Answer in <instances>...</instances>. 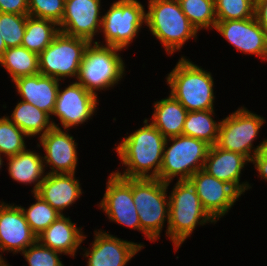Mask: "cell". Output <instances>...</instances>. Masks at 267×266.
<instances>
[{
	"mask_svg": "<svg viewBox=\"0 0 267 266\" xmlns=\"http://www.w3.org/2000/svg\"><path fill=\"white\" fill-rule=\"evenodd\" d=\"M143 123V127L123 138L116 147L122 164L127 167L123 173L114 172L122 178L159 179L166 138L147 119Z\"/></svg>",
	"mask_w": 267,
	"mask_h": 266,
	"instance_id": "obj_1",
	"label": "cell"
},
{
	"mask_svg": "<svg viewBox=\"0 0 267 266\" xmlns=\"http://www.w3.org/2000/svg\"><path fill=\"white\" fill-rule=\"evenodd\" d=\"M145 25L168 54L180 50L190 38H197V29L183 13L178 0H149Z\"/></svg>",
	"mask_w": 267,
	"mask_h": 266,
	"instance_id": "obj_2",
	"label": "cell"
},
{
	"mask_svg": "<svg viewBox=\"0 0 267 266\" xmlns=\"http://www.w3.org/2000/svg\"><path fill=\"white\" fill-rule=\"evenodd\" d=\"M166 80L171 88L170 94L188 112L214 109V81L207 70L181 57Z\"/></svg>",
	"mask_w": 267,
	"mask_h": 266,
	"instance_id": "obj_3",
	"label": "cell"
},
{
	"mask_svg": "<svg viewBox=\"0 0 267 266\" xmlns=\"http://www.w3.org/2000/svg\"><path fill=\"white\" fill-rule=\"evenodd\" d=\"M215 222L204 210L189 180H178L169 196V223L166 235L178 249L195 227Z\"/></svg>",
	"mask_w": 267,
	"mask_h": 266,
	"instance_id": "obj_4",
	"label": "cell"
},
{
	"mask_svg": "<svg viewBox=\"0 0 267 266\" xmlns=\"http://www.w3.org/2000/svg\"><path fill=\"white\" fill-rule=\"evenodd\" d=\"M168 186L169 182L159 179L132 178L133 201L140 220V231L148 240L156 241L166 219L169 223Z\"/></svg>",
	"mask_w": 267,
	"mask_h": 266,
	"instance_id": "obj_5",
	"label": "cell"
},
{
	"mask_svg": "<svg viewBox=\"0 0 267 266\" xmlns=\"http://www.w3.org/2000/svg\"><path fill=\"white\" fill-rule=\"evenodd\" d=\"M93 43L86 48L77 82L97 95L96 90L112 87L123 78L125 66L120 54L117 53L122 49L100 45L98 41Z\"/></svg>",
	"mask_w": 267,
	"mask_h": 266,
	"instance_id": "obj_6",
	"label": "cell"
},
{
	"mask_svg": "<svg viewBox=\"0 0 267 266\" xmlns=\"http://www.w3.org/2000/svg\"><path fill=\"white\" fill-rule=\"evenodd\" d=\"M168 141H172L170 147H167ZM209 148L205 141L185 135L166 138L159 180L170 183L179 175L178 180H189L204 168Z\"/></svg>",
	"mask_w": 267,
	"mask_h": 266,
	"instance_id": "obj_7",
	"label": "cell"
},
{
	"mask_svg": "<svg viewBox=\"0 0 267 266\" xmlns=\"http://www.w3.org/2000/svg\"><path fill=\"white\" fill-rule=\"evenodd\" d=\"M265 122L263 117L249 112L246 108H238L222 119L216 145L226 151L241 153L251 161L258 152L266 148L267 139L254 149L252 145Z\"/></svg>",
	"mask_w": 267,
	"mask_h": 266,
	"instance_id": "obj_8",
	"label": "cell"
},
{
	"mask_svg": "<svg viewBox=\"0 0 267 266\" xmlns=\"http://www.w3.org/2000/svg\"><path fill=\"white\" fill-rule=\"evenodd\" d=\"M90 42L60 32L38 55L39 72L42 75L62 80L78 77L86 48Z\"/></svg>",
	"mask_w": 267,
	"mask_h": 266,
	"instance_id": "obj_9",
	"label": "cell"
},
{
	"mask_svg": "<svg viewBox=\"0 0 267 266\" xmlns=\"http://www.w3.org/2000/svg\"><path fill=\"white\" fill-rule=\"evenodd\" d=\"M145 13L144 6L137 0L114 2L102 15L100 31L105 36V46L119 49L129 46L145 24Z\"/></svg>",
	"mask_w": 267,
	"mask_h": 266,
	"instance_id": "obj_10",
	"label": "cell"
},
{
	"mask_svg": "<svg viewBox=\"0 0 267 266\" xmlns=\"http://www.w3.org/2000/svg\"><path fill=\"white\" fill-rule=\"evenodd\" d=\"M106 192L99 203L109 220L140 231V220L133 201L132 178H122L116 173L108 177Z\"/></svg>",
	"mask_w": 267,
	"mask_h": 266,
	"instance_id": "obj_11",
	"label": "cell"
},
{
	"mask_svg": "<svg viewBox=\"0 0 267 266\" xmlns=\"http://www.w3.org/2000/svg\"><path fill=\"white\" fill-rule=\"evenodd\" d=\"M189 181L194 186L202 207L215 223L232 208L241 196L232 185L218 180L203 169L194 173Z\"/></svg>",
	"mask_w": 267,
	"mask_h": 266,
	"instance_id": "obj_12",
	"label": "cell"
},
{
	"mask_svg": "<svg viewBox=\"0 0 267 266\" xmlns=\"http://www.w3.org/2000/svg\"><path fill=\"white\" fill-rule=\"evenodd\" d=\"M97 95L86 90L77 81L68 85L63 91L58 89L52 115L59 118L63 128L83 124L96 112Z\"/></svg>",
	"mask_w": 267,
	"mask_h": 266,
	"instance_id": "obj_13",
	"label": "cell"
},
{
	"mask_svg": "<svg viewBox=\"0 0 267 266\" xmlns=\"http://www.w3.org/2000/svg\"><path fill=\"white\" fill-rule=\"evenodd\" d=\"M100 1L65 0L64 14L59 24L60 32L93 43L94 36L101 30Z\"/></svg>",
	"mask_w": 267,
	"mask_h": 266,
	"instance_id": "obj_14",
	"label": "cell"
},
{
	"mask_svg": "<svg viewBox=\"0 0 267 266\" xmlns=\"http://www.w3.org/2000/svg\"><path fill=\"white\" fill-rule=\"evenodd\" d=\"M215 30L236 50L267 59V34L254 17L243 20L217 21Z\"/></svg>",
	"mask_w": 267,
	"mask_h": 266,
	"instance_id": "obj_15",
	"label": "cell"
},
{
	"mask_svg": "<svg viewBox=\"0 0 267 266\" xmlns=\"http://www.w3.org/2000/svg\"><path fill=\"white\" fill-rule=\"evenodd\" d=\"M40 145L46 155L43 157L44 168L51 167L50 174H73L77 166V144L73 136L60 127L52 128L43 136H39Z\"/></svg>",
	"mask_w": 267,
	"mask_h": 266,
	"instance_id": "obj_16",
	"label": "cell"
},
{
	"mask_svg": "<svg viewBox=\"0 0 267 266\" xmlns=\"http://www.w3.org/2000/svg\"><path fill=\"white\" fill-rule=\"evenodd\" d=\"M37 241L20 206L0 204V251L21 253Z\"/></svg>",
	"mask_w": 267,
	"mask_h": 266,
	"instance_id": "obj_17",
	"label": "cell"
},
{
	"mask_svg": "<svg viewBox=\"0 0 267 266\" xmlns=\"http://www.w3.org/2000/svg\"><path fill=\"white\" fill-rule=\"evenodd\" d=\"M143 246L99 230L95 231L92 249L84 255L88 257V266H125Z\"/></svg>",
	"mask_w": 267,
	"mask_h": 266,
	"instance_id": "obj_18",
	"label": "cell"
},
{
	"mask_svg": "<svg viewBox=\"0 0 267 266\" xmlns=\"http://www.w3.org/2000/svg\"><path fill=\"white\" fill-rule=\"evenodd\" d=\"M249 162L251 161L243 154L223 150L215 144L209 148L203 170L218 180L229 183L243 194L251 188L247 182L240 184L241 170Z\"/></svg>",
	"mask_w": 267,
	"mask_h": 266,
	"instance_id": "obj_19",
	"label": "cell"
},
{
	"mask_svg": "<svg viewBox=\"0 0 267 266\" xmlns=\"http://www.w3.org/2000/svg\"><path fill=\"white\" fill-rule=\"evenodd\" d=\"M59 81L54 77L39 73L32 76L19 77L13 82L23 101L31 103L50 116L56 103Z\"/></svg>",
	"mask_w": 267,
	"mask_h": 266,
	"instance_id": "obj_20",
	"label": "cell"
},
{
	"mask_svg": "<svg viewBox=\"0 0 267 266\" xmlns=\"http://www.w3.org/2000/svg\"><path fill=\"white\" fill-rule=\"evenodd\" d=\"M80 181L73 174L46 173L36 194L50 204L60 214L74 204L82 194Z\"/></svg>",
	"mask_w": 267,
	"mask_h": 266,
	"instance_id": "obj_21",
	"label": "cell"
},
{
	"mask_svg": "<svg viewBox=\"0 0 267 266\" xmlns=\"http://www.w3.org/2000/svg\"><path fill=\"white\" fill-rule=\"evenodd\" d=\"M81 229L77 228L69 217L62 214L37 237V240L52 250L74 257L78 247L86 238Z\"/></svg>",
	"mask_w": 267,
	"mask_h": 266,
	"instance_id": "obj_22",
	"label": "cell"
},
{
	"mask_svg": "<svg viewBox=\"0 0 267 266\" xmlns=\"http://www.w3.org/2000/svg\"><path fill=\"white\" fill-rule=\"evenodd\" d=\"M186 108L171 94L165 99L154 103V113L151 123L165 138L182 135Z\"/></svg>",
	"mask_w": 267,
	"mask_h": 266,
	"instance_id": "obj_23",
	"label": "cell"
},
{
	"mask_svg": "<svg viewBox=\"0 0 267 266\" xmlns=\"http://www.w3.org/2000/svg\"><path fill=\"white\" fill-rule=\"evenodd\" d=\"M8 172L12 179L19 183H35L32 190L36 193L44 180L43 157L33 151L25 149L17 155L8 157Z\"/></svg>",
	"mask_w": 267,
	"mask_h": 266,
	"instance_id": "obj_24",
	"label": "cell"
},
{
	"mask_svg": "<svg viewBox=\"0 0 267 266\" xmlns=\"http://www.w3.org/2000/svg\"><path fill=\"white\" fill-rule=\"evenodd\" d=\"M7 118L28 137L40 134L43 136L53 127L59 128L56 123L50 121L51 118L46 112L23 100L16 105L11 118Z\"/></svg>",
	"mask_w": 267,
	"mask_h": 266,
	"instance_id": "obj_25",
	"label": "cell"
},
{
	"mask_svg": "<svg viewBox=\"0 0 267 266\" xmlns=\"http://www.w3.org/2000/svg\"><path fill=\"white\" fill-rule=\"evenodd\" d=\"M54 21L28 16L21 46L38 55L60 33Z\"/></svg>",
	"mask_w": 267,
	"mask_h": 266,
	"instance_id": "obj_26",
	"label": "cell"
},
{
	"mask_svg": "<svg viewBox=\"0 0 267 266\" xmlns=\"http://www.w3.org/2000/svg\"><path fill=\"white\" fill-rule=\"evenodd\" d=\"M214 109L187 112L182 135L205 141L210 146L217 144L220 122L213 120Z\"/></svg>",
	"mask_w": 267,
	"mask_h": 266,
	"instance_id": "obj_27",
	"label": "cell"
},
{
	"mask_svg": "<svg viewBox=\"0 0 267 266\" xmlns=\"http://www.w3.org/2000/svg\"><path fill=\"white\" fill-rule=\"evenodd\" d=\"M0 64L5 67L12 81L40 73L38 54L22 46L7 48L0 58Z\"/></svg>",
	"mask_w": 267,
	"mask_h": 266,
	"instance_id": "obj_28",
	"label": "cell"
},
{
	"mask_svg": "<svg viewBox=\"0 0 267 266\" xmlns=\"http://www.w3.org/2000/svg\"><path fill=\"white\" fill-rule=\"evenodd\" d=\"M183 13L197 29H209L216 26L214 0H178Z\"/></svg>",
	"mask_w": 267,
	"mask_h": 266,
	"instance_id": "obj_29",
	"label": "cell"
},
{
	"mask_svg": "<svg viewBox=\"0 0 267 266\" xmlns=\"http://www.w3.org/2000/svg\"><path fill=\"white\" fill-rule=\"evenodd\" d=\"M36 203L32 204L29 208L21 209L25 215L26 221L33 233L38 237L45 229L49 227L60 215L50 204L43 200L39 195L33 193Z\"/></svg>",
	"mask_w": 267,
	"mask_h": 266,
	"instance_id": "obj_30",
	"label": "cell"
},
{
	"mask_svg": "<svg viewBox=\"0 0 267 266\" xmlns=\"http://www.w3.org/2000/svg\"><path fill=\"white\" fill-rule=\"evenodd\" d=\"M25 137L27 135L7 116L0 118V155L4 154L8 158L24 151L26 149Z\"/></svg>",
	"mask_w": 267,
	"mask_h": 266,
	"instance_id": "obj_31",
	"label": "cell"
},
{
	"mask_svg": "<svg viewBox=\"0 0 267 266\" xmlns=\"http://www.w3.org/2000/svg\"><path fill=\"white\" fill-rule=\"evenodd\" d=\"M217 21L243 20L255 16V0H214Z\"/></svg>",
	"mask_w": 267,
	"mask_h": 266,
	"instance_id": "obj_32",
	"label": "cell"
},
{
	"mask_svg": "<svg viewBox=\"0 0 267 266\" xmlns=\"http://www.w3.org/2000/svg\"><path fill=\"white\" fill-rule=\"evenodd\" d=\"M28 16L0 12V35L6 48L21 46Z\"/></svg>",
	"mask_w": 267,
	"mask_h": 266,
	"instance_id": "obj_33",
	"label": "cell"
},
{
	"mask_svg": "<svg viewBox=\"0 0 267 266\" xmlns=\"http://www.w3.org/2000/svg\"><path fill=\"white\" fill-rule=\"evenodd\" d=\"M65 0H28L29 16L61 23Z\"/></svg>",
	"mask_w": 267,
	"mask_h": 266,
	"instance_id": "obj_34",
	"label": "cell"
},
{
	"mask_svg": "<svg viewBox=\"0 0 267 266\" xmlns=\"http://www.w3.org/2000/svg\"><path fill=\"white\" fill-rule=\"evenodd\" d=\"M29 266H64L56 250L42 245L38 240L22 252Z\"/></svg>",
	"mask_w": 267,
	"mask_h": 266,
	"instance_id": "obj_35",
	"label": "cell"
},
{
	"mask_svg": "<svg viewBox=\"0 0 267 266\" xmlns=\"http://www.w3.org/2000/svg\"><path fill=\"white\" fill-rule=\"evenodd\" d=\"M0 12L29 15L28 0H0Z\"/></svg>",
	"mask_w": 267,
	"mask_h": 266,
	"instance_id": "obj_36",
	"label": "cell"
},
{
	"mask_svg": "<svg viewBox=\"0 0 267 266\" xmlns=\"http://www.w3.org/2000/svg\"><path fill=\"white\" fill-rule=\"evenodd\" d=\"M255 169H257L259 176L267 181V151L264 149L258 152L251 160Z\"/></svg>",
	"mask_w": 267,
	"mask_h": 266,
	"instance_id": "obj_37",
	"label": "cell"
},
{
	"mask_svg": "<svg viewBox=\"0 0 267 266\" xmlns=\"http://www.w3.org/2000/svg\"><path fill=\"white\" fill-rule=\"evenodd\" d=\"M255 18L267 34V0L255 1Z\"/></svg>",
	"mask_w": 267,
	"mask_h": 266,
	"instance_id": "obj_38",
	"label": "cell"
},
{
	"mask_svg": "<svg viewBox=\"0 0 267 266\" xmlns=\"http://www.w3.org/2000/svg\"><path fill=\"white\" fill-rule=\"evenodd\" d=\"M6 44L3 38L0 35V58L3 56L4 51L6 50Z\"/></svg>",
	"mask_w": 267,
	"mask_h": 266,
	"instance_id": "obj_39",
	"label": "cell"
},
{
	"mask_svg": "<svg viewBox=\"0 0 267 266\" xmlns=\"http://www.w3.org/2000/svg\"><path fill=\"white\" fill-rule=\"evenodd\" d=\"M7 262L3 260L2 255L0 254V266H6Z\"/></svg>",
	"mask_w": 267,
	"mask_h": 266,
	"instance_id": "obj_40",
	"label": "cell"
},
{
	"mask_svg": "<svg viewBox=\"0 0 267 266\" xmlns=\"http://www.w3.org/2000/svg\"><path fill=\"white\" fill-rule=\"evenodd\" d=\"M3 161H2V157L0 155V168L2 167Z\"/></svg>",
	"mask_w": 267,
	"mask_h": 266,
	"instance_id": "obj_41",
	"label": "cell"
}]
</instances>
